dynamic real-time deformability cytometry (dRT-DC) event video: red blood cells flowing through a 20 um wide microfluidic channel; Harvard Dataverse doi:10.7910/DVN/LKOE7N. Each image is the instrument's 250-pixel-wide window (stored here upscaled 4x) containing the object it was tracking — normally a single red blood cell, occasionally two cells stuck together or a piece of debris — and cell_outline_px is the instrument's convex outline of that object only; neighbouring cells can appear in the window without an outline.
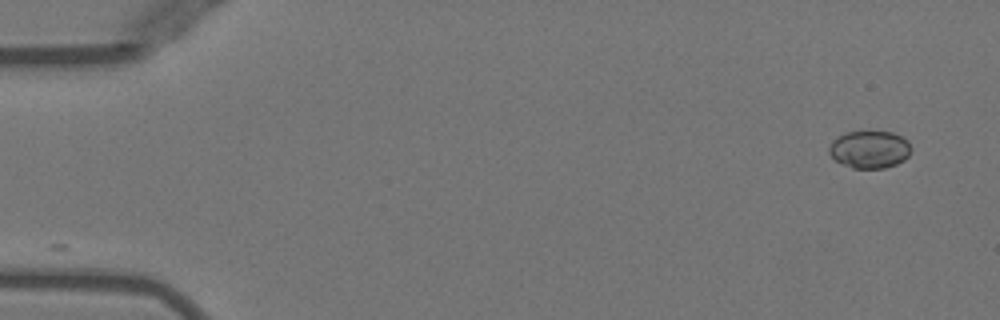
{"species": "Egyptian fruit bat (a non-hibernating species)", "species_latin": "Rousettus aegyptiacus", "temperature_condition": "warm", "stored_images_in_passage": 49, "camera_frame_rate_fps": 3000, "um_per_image_px": 0.085, "animal": {"sex": "female"}, "frame": {"image": 1, "passage_image": 1, "time_ms": 0.0, "image_size_px": [1000, 320], "cell_outline_px": [[912, 148], [908, 156], [904, 160], [896, 164], [884, 168], [852, 168], [840, 164], [828, 152], [828, 148], [832, 140], [848, 132], [892, 132], [908, 140]], "centroid_in_image_um": [73.92, 12.71], "position_along_channel_um": 11.1, "area_um2": 17.92}}
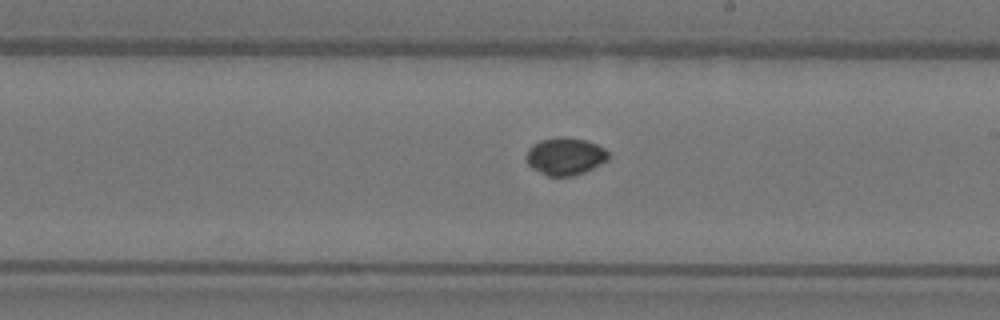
{"frame": {"image": 2, "passage_image": 28, "time_ms": 9.0, "image_size_px": [1000, 320], "cell_outline_px": [[608, 160], [584, 172], [572, 176], [548, 176], [532, 168], [528, 164], [524, 156], [528, 148], [532, 144], [540, 140], [560, 136], [564, 136], [584, 140], [596, 144], [604, 148], [608, 152]], "centroid_in_image_um": [48.0, 13.27], "position_along_channel_um": 241.0, "area_um2": 17.98}}
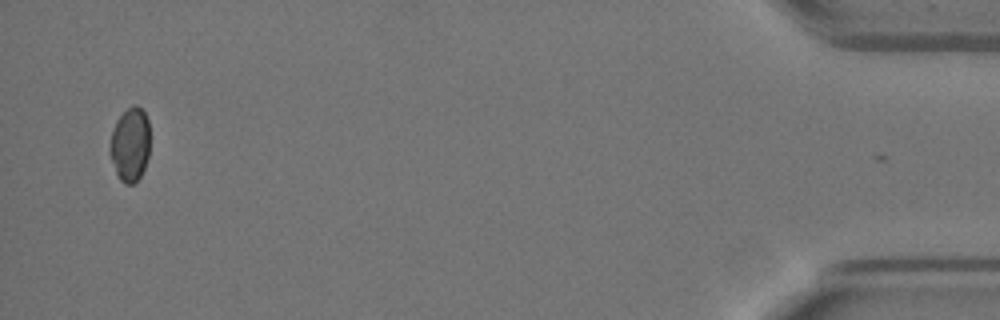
{"frame": {"image": 3, "passage_image": 48, "time_ms": 15.667, "image_size_px": [1000, 320], "cell_outline_px": [[148, 156], [144, 168], [140, 176], [132, 184], [124, 184], [120, 180], [116, 172], [108, 148], [112, 132], [116, 120], [128, 108], [136, 104], [144, 112], [148, 120]], "centroid_in_image_um": [11.04, 12.28], "position_along_channel_um": 424.2, "area_um2": 16.99}}